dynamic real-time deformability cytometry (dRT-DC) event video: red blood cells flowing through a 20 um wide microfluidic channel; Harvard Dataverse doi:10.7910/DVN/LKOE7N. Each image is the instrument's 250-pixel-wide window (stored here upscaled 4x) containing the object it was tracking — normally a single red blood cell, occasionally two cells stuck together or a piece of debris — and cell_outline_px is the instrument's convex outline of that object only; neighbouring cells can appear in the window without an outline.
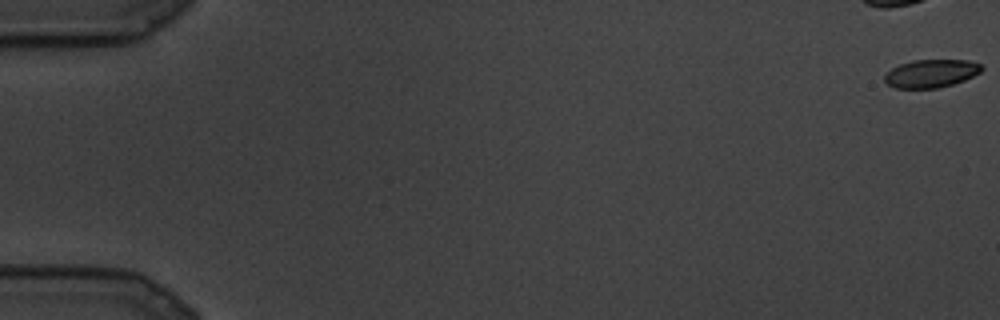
{"species": "common noctule bat (a hibernating species)", "species_latin": "Nyctalus noctula", "temperature_condition": "cold", "stored_images_in_passage": 93, "camera_frame_rate_fps": 3000, "um_per_image_px": 0.085, "animal": {"sex": "male", "body_mass_g": 19.5, "forearm_length_mm": 54.6}, "frame": {"image": 1, "passage_image": 1, "time_ms": 0.0, "image_size_px": [1000, 320], "cell_outline_px": [[984, 68], [980, 72], [964, 80], [952, 84], [936, 88], [896, 88], [888, 84], [884, 80], [884, 72], [900, 64], [912, 60], [968, 60], [980, 64]], "centroid_in_image_um": [79.11, 6.24], "position_along_channel_um": 5.9, "area_um2": 15.84}}